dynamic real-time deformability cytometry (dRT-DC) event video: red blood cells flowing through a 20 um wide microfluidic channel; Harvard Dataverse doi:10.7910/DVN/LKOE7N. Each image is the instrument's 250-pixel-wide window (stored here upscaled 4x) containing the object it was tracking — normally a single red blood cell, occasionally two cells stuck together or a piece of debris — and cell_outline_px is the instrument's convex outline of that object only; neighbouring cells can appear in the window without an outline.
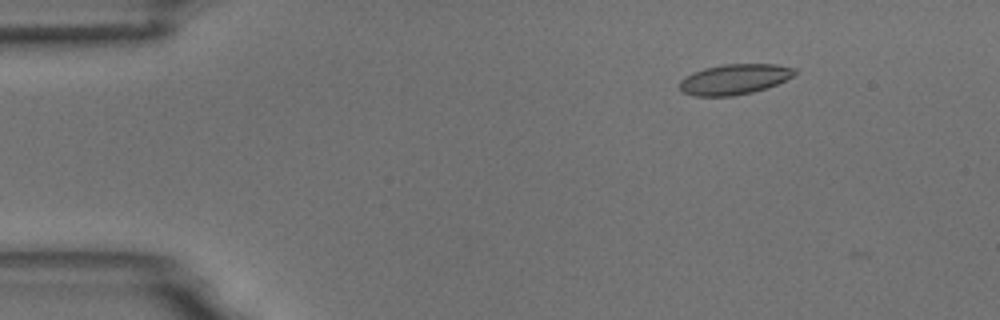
{"species": "common noctule bat (a hibernating species)", "species_latin": "Nyctalus noctula", "temperature_condition": "room temperature", "stored_images_in_passage": 5, "camera_frame_rate_fps": 3000, "um_per_image_px": 0.085, "animal": {"sex": "male", "body_mass_g": 18.8}, "frame": {"image": 1, "passage_image": 3, "time_ms": 2.0, "image_size_px": [1000, 320], "cell_outline_px": [[796, 72], [792, 76], [776, 84], [752, 92], [732, 96], [692, 96], [684, 92], [680, 88], [680, 80], [684, 76], [692, 72], [704, 68], [724, 64], [776, 64], [796, 68]], "centroid_in_image_um": [62.39, 6.73], "position_along_channel_um": 22.6, "area_um2": 20.29}}